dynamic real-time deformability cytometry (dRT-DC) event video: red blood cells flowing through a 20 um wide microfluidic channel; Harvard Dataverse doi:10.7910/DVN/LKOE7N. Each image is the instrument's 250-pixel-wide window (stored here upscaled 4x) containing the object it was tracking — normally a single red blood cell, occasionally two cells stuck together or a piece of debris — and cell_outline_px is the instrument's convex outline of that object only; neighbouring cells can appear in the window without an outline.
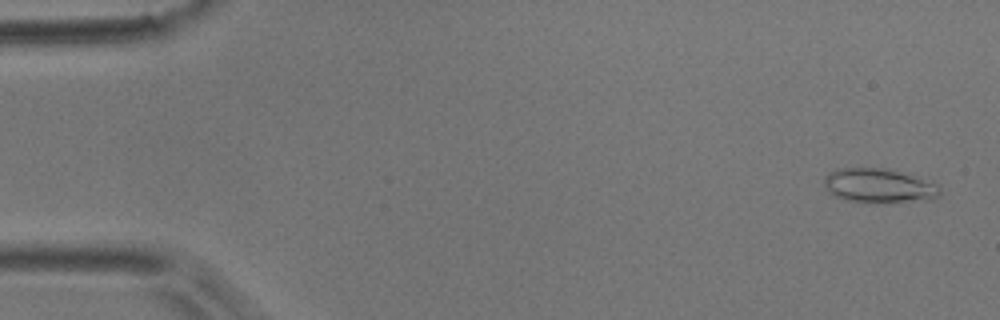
{"species": "common noctule bat (a hibernating species)", "species_latin": "Nyctalus noctula", "temperature_condition": "room temperature", "stored_images_in_passage": 52, "camera_frame_rate_fps": 3000, "um_per_image_px": 0.085, "animal": {"sex": "male", "body_mass_g": 17.9}, "frame": {"image": 1, "passage_image": 2, "time_ms": 0.333, "image_size_px": [1000, 320], "cell_outline_px": [[940, 192], [932, 200], [884, 204], [844, 200], [828, 192], [824, 184], [824, 180], [836, 168], [888, 168], [940, 184]], "centroid_in_image_um": [74.76, 15.81], "position_along_channel_um": 10.2, "area_um2": 23.52}}
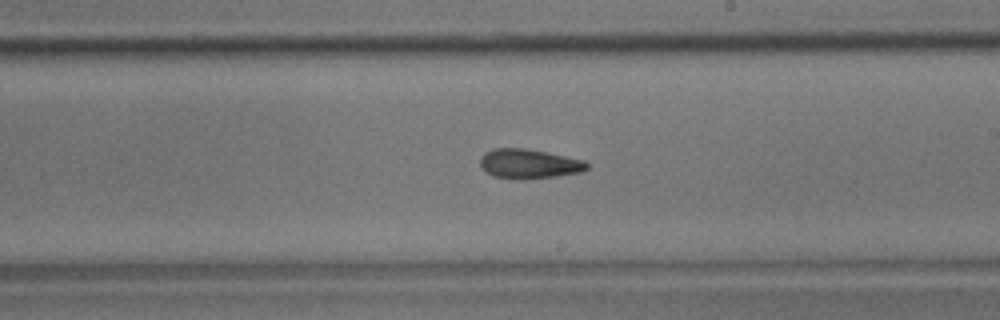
{"frame": {"image": 2, "passage_image": 30, "time_ms": 9.667, "image_size_px": [1000, 320], "cell_outline_px": [[588, 168], [580, 172], [556, 176], [524, 180], [520, 180], [492, 176], [484, 172], [480, 168], [480, 156], [484, 152], [492, 148], [524, 148], [584, 160], [588, 164]], "centroid_in_image_um": [44.88, 13.93], "position_along_channel_um": 244.1, "area_um2": 18.55}}
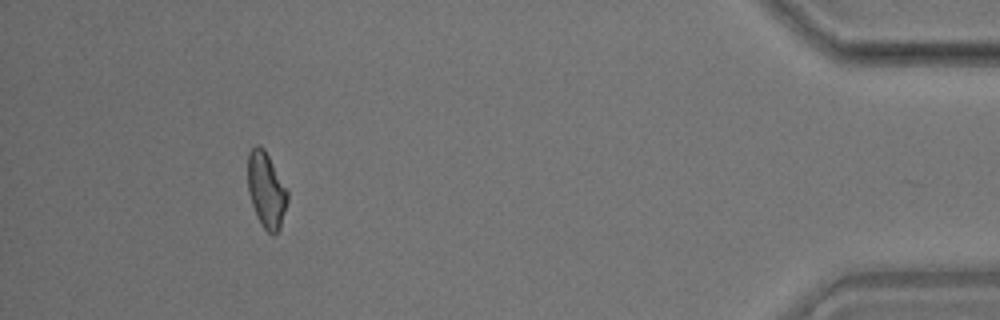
{"frame": {"image": 3, "passage_image": 48, "time_ms": 15.667, "image_size_px": [1000, 320], "cell_outline_px": [[288, 200], [280, 228], [272, 236], [260, 224], [256, 216], [248, 192], [248, 152], [256, 144], [260, 144], [264, 148], [288, 188]], "centroid_in_image_um": [22.64, 16.13], "position_along_channel_um": 412.6, "area_um2": 17.8}, "authors_computed_cell_mechanics": {"area_um2": 18.3515, "velocity_mm_per_s": 3.8239, "shape_relaxation_time_tau1_ms": null, "shape_relaxation_time_tau2_ms": 4.9811, "deformation_change_tau1": null, "deformation_change_tau2": 0.1479}}